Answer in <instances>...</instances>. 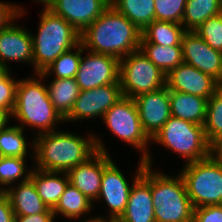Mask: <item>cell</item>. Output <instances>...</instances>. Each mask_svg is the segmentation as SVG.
<instances>
[{
    "label": "cell",
    "mask_w": 222,
    "mask_h": 222,
    "mask_svg": "<svg viewBox=\"0 0 222 222\" xmlns=\"http://www.w3.org/2000/svg\"><path fill=\"white\" fill-rule=\"evenodd\" d=\"M88 137L70 132L51 131L35 136L32 140L36 169L68 172L78 164L84 163L97 151L108 154L101 140L92 133ZM103 144V145H102Z\"/></svg>",
    "instance_id": "obj_1"
},
{
    "label": "cell",
    "mask_w": 222,
    "mask_h": 222,
    "mask_svg": "<svg viewBox=\"0 0 222 222\" xmlns=\"http://www.w3.org/2000/svg\"><path fill=\"white\" fill-rule=\"evenodd\" d=\"M40 80L30 77L18 80L16 86L15 106L11 117L20 121V127L25 125L37 127V135L55 131L54 128L64 119L55 110L54 105L49 99L47 87L41 80L46 79L37 74Z\"/></svg>",
    "instance_id": "obj_3"
},
{
    "label": "cell",
    "mask_w": 222,
    "mask_h": 222,
    "mask_svg": "<svg viewBox=\"0 0 222 222\" xmlns=\"http://www.w3.org/2000/svg\"><path fill=\"white\" fill-rule=\"evenodd\" d=\"M111 157L103 152V175L97 201L101 198L110 208L109 219L118 220L125 211L132 185L118 169Z\"/></svg>",
    "instance_id": "obj_13"
},
{
    "label": "cell",
    "mask_w": 222,
    "mask_h": 222,
    "mask_svg": "<svg viewBox=\"0 0 222 222\" xmlns=\"http://www.w3.org/2000/svg\"><path fill=\"white\" fill-rule=\"evenodd\" d=\"M14 21L0 29V64L8 68L6 62H30L33 65L32 36L28 29L17 26Z\"/></svg>",
    "instance_id": "obj_18"
},
{
    "label": "cell",
    "mask_w": 222,
    "mask_h": 222,
    "mask_svg": "<svg viewBox=\"0 0 222 222\" xmlns=\"http://www.w3.org/2000/svg\"><path fill=\"white\" fill-rule=\"evenodd\" d=\"M186 0H155V20L182 24Z\"/></svg>",
    "instance_id": "obj_34"
},
{
    "label": "cell",
    "mask_w": 222,
    "mask_h": 222,
    "mask_svg": "<svg viewBox=\"0 0 222 222\" xmlns=\"http://www.w3.org/2000/svg\"><path fill=\"white\" fill-rule=\"evenodd\" d=\"M55 217L53 210L49 208L45 213L15 216V222H54Z\"/></svg>",
    "instance_id": "obj_39"
},
{
    "label": "cell",
    "mask_w": 222,
    "mask_h": 222,
    "mask_svg": "<svg viewBox=\"0 0 222 222\" xmlns=\"http://www.w3.org/2000/svg\"><path fill=\"white\" fill-rule=\"evenodd\" d=\"M141 32L155 20V0H110Z\"/></svg>",
    "instance_id": "obj_25"
},
{
    "label": "cell",
    "mask_w": 222,
    "mask_h": 222,
    "mask_svg": "<svg viewBox=\"0 0 222 222\" xmlns=\"http://www.w3.org/2000/svg\"><path fill=\"white\" fill-rule=\"evenodd\" d=\"M220 13L221 0H186L182 25L186 31H194L208 18Z\"/></svg>",
    "instance_id": "obj_27"
},
{
    "label": "cell",
    "mask_w": 222,
    "mask_h": 222,
    "mask_svg": "<svg viewBox=\"0 0 222 222\" xmlns=\"http://www.w3.org/2000/svg\"><path fill=\"white\" fill-rule=\"evenodd\" d=\"M47 90L55 110L65 119L72 111L80 93L76 80L73 78L53 79L50 85H47Z\"/></svg>",
    "instance_id": "obj_23"
},
{
    "label": "cell",
    "mask_w": 222,
    "mask_h": 222,
    "mask_svg": "<svg viewBox=\"0 0 222 222\" xmlns=\"http://www.w3.org/2000/svg\"><path fill=\"white\" fill-rule=\"evenodd\" d=\"M72 50L73 49H70L62 53L48 68L39 74L42 77L48 78L49 74L53 73L55 77L54 79H75L81 57L85 49L80 42L76 47H74V50L77 51L74 53Z\"/></svg>",
    "instance_id": "obj_29"
},
{
    "label": "cell",
    "mask_w": 222,
    "mask_h": 222,
    "mask_svg": "<svg viewBox=\"0 0 222 222\" xmlns=\"http://www.w3.org/2000/svg\"><path fill=\"white\" fill-rule=\"evenodd\" d=\"M119 63L117 57L94 53L81 57L75 80L80 90H90L107 84L119 83Z\"/></svg>",
    "instance_id": "obj_11"
},
{
    "label": "cell",
    "mask_w": 222,
    "mask_h": 222,
    "mask_svg": "<svg viewBox=\"0 0 222 222\" xmlns=\"http://www.w3.org/2000/svg\"><path fill=\"white\" fill-rule=\"evenodd\" d=\"M24 130L19 126H7L0 130V156L25 158L28 154Z\"/></svg>",
    "instance_id": "obj_30"
},
{
    "label": "cell",
    "mask_w": 222,
    "mask_h": 222,
    "mask_svg": "<svg viewBox=\"0 0 222 222\" xmlns=\"http://www.w3.org/2000/svg\"><path fill=\"white\" fill-rule=\"evenodd\" d=\"M25 158L21 157H0V185H12V182L20 179L21 182L26 181L30 178L31 171L26 174L25 170L27 166L25 165ZM24 175V177H23ZM0 186V194L5 193L6 188Z\"/></svg>",
    "instance_id": "obj_32"
},
{
    "label": "cell",
    "mask_w": 222,
    "mask_h": 222,
    "mask_svg": "<svg viewBox=\"0 0 222 222\" xmlns=\"http://www.w3.org/2000/svg\"><path fill=\"white\" fill-rule=\"evenodd\" d=\"M193 222H222V205L194 208Z\"/></svg>",
    "instance_id": "obj_36"
},
{
    "label": "cell",
    "mask_w": 222,
    "mask_h": 222,
    "mask_svg": "<svg viewBox=\"0 0 222 222\" xmlns=\"http://www.w3.org/2000/svg\"><path fill=\"white\" fill-rule=\"evenodd\" d=\"M210 156L222 160V133L210 143Z\"/></svg>",
    "instance_id": "obj_40"
},
{
    "label": "cell",
    "mask_w": 222,
    "mask_h": 222,
    "mask_svg": "<svg viewBox=\"0 0 222 222\" xmlns=\"http://www.w3.org/2000/svg\"><path fill=\"white\" fill-rule=\"evenodd\" d=\"M166 86L169 91L209 99L220 84L211 76L183 62L166 75Z\"/></svg>",
    "instance_id": "obj_17"
},
{
    "label": "cell",
    "mask_w": 222,
    "mask_h": 222,
    "mask_svg": "<svg viewBox=\"0 0 222 222\" xmlns=\"http://www.w3.org/2000/svg\"><path fill=\"white\" fill-rule=\"evenodd\" d=\"M0 222H15V214L5 193L0 194Z\"/></svg>",
    "instance_id": "obj_38"
},
{
    "label": "cell",
    "mask_w": 222,
    "mask_h": 222,
    "mask_svg": "<svg viewBox=\"0 0 222 222\" xmlns=\"http://www.w3.org/2000/svg\"><path fill=\"white\" fill-rule=\"evenodd\" d=\"M102 120L119 139L139 149L146 165L151 166V155L146 148L151 139L144 132L136 102L133 98L122 97L103 116Z\"/></svg>",
    "instance_id": "obj_9"
},
{
    "label": "cell",
    "mask_w": 222,
    "mask_h": 222,
    "mask_svg": "<svg viewBox=\"0 0 222 222\" xmlns=\"http://www.w3.org/2000/svg\"><path fill=\"white\" fill-rule=\"evenodd\" d=\"M142 32L110 5L80 37L84 49L119 60L140 47Z\"/></svg>",
    "instance_id": "obj_2"
},
{
    "label": "cell",
    "mask_w": 222,
    "mask_h": 222,
    "mask_svg": "<svg viewBox=\"0 0 222 222\" xmlns=\"http://www.w3.org/2000/svg\"><path fill=\"white\" fill-rule=\"evenodd\" d=\"M139 118L144 132L152 139L171 117L169 90L164 86L135 98Z\"/></svg>",
    "instance_id": "obj_16"
},
{
    "label": "cell",
    "mask_w": 222,
    "mask_h": 222,
    "mask_svg": "<svg viewBox=\"0 0 222 222\" xmlns=\"http://www.w3.org/2000/svg\"><path fill=\"white\" fill-rule=\"evenodd\" d=\"M12 186L6 188L5 194L10 200L15 216L45 213L49 209L38 195L31 178Z\"/></svg>",
    "instance_id": "obj_20"
},
{
    "label": "cell",
    "mask_w": 222,
    "mask_h": 222,
    "mask_svg": "<svg viewBox=\"0 0 222 222\" xmlns=\"http://www.w3.org/2000/svg\"><path fill=\"white\" fill-rule=\"evenodd\" d=\"M9 72L10 69L0 78V108L12 114L18 81L14 80Z\"/></svg>",
    "instance_id": "obj_35"
},
{
    "label": "cell",
    "mask_w": 222,
    "mask_h": 222,
    "mask_svg": "<svg viewBox=\"0 0 222 222\" xmlns=\"http://www.w3.org/2000/svg\"><path fill=\"white\" fill-rule=\"evenodd\" d=\"M182 24L154 20L142 31L140 43L162 46H182V36L186 32Z\"/></svg>",
    "instance_id": "obj_24"
},
{
    "label": "cell",
    "mask_w": 222,
    "mask_h": 222,
    "mask_svg": "<svg viewBox=\"0 0 222 222\" xmlns=\"http://www.w3.org/2000/svg\"><path fill=\"white\" fill-rule=\"evenodd\" d=\"M24 10L20 6L12 3H3L0 1V29L6 28L19 16L24 15Z\"/></svg>",
    "instance_id": "obj_37"
},
{
    "label": "cell",
    "mask_w": 222,
    "mask_h": 222,
    "mask_svg": "<svg viewBox=\"0 0 222 222\" xmlns=\"http://www.w3.org/2000/svg\"><path fill=\"white\" fill-rule=\"evenodd\" d=\"M206 139L211 143L222 133V86L207 100L206 118L203 124Z\"/></svg>",
    "instance_id": "obj_31"
},
{
    "label": "cell",
    "mask_w": 222,
    "mask_h": 222,
    "mask_svg": "<svg viewBox=\"0 0 222 222\" xmlns=\"http://www.w3.org/2000/svg\"><path fill=\"white\" fill-rule=\"evenodd\" d=\"M194 32L212 49L222 52V13L208 18Z\"/></svg>",
    "instance_id": "obj_33"
},
{
    "label": "cell",
    "mask_w": 222,
    "mask_h": 222,
    "mask_svg": "<svg viewBox=\"0 0 222 222\" xmlns=\"http://www.w3.org/2000/svg\"><path fill=\"white\" fill-rule=\"evenodd\" d=\"M92 205V201L87 196L71 183H68L53 212L55 216L59 213L64 217L75 220V218L82 217L83 214L91 212Z\"/></svg>",
    "instance_id": "obj_28"
},
{
    "label": "cell",
    "mask_w": 222,
    "mask_h": 222,
    "mask_svg": "<svg viewBox=\"0 0 222 222\" xmlns=\"http://www.w3.org/2000/svg\"><path fill=\"white\" fill-rule=\"evenodd\" d=\"M180 175L194 208L222 205V160L209 156L185 164Z\"/></svg>",
    "instance_id": "obj_6"
},
{
    "label": "cell",
    "mask_w": 222,
    "mask_h": 222,
    "mask_svg": "<svg viewBox=\"0 0 222 222\" xmlns=\"http://www.w3.org/2000/svg\"><path fill=\"white\" fill-rule=\"evenodd\" d=\"M61 173L64 175L60 177ZM30 178L35 184L37 193L42 201L48 208L53 210L69 183L67 172L45 171L34 168Z\"/></svg>",
    "instance_id": "obj_21"
},
{
    "label": "cell",
    "mask_w": 222,
    "mask_h": 222,
    "mask_svg": "<svg viewBox=\"0 0 222 222\" xmlns=\"http://www.w3.org/2000/svg\"><path fill=\"white\" fill-rule=\"evenodd\" d=\"M139 49L165 75L183 63L182 46H162L152 43H140Z\"/></svg>",
    "instance_id": "obj_26"
},
{
    "label": "cell",
    "mask_w": 222,
    "mask_h": 222,
    "mask_svg": "<svg viewBox=\"0 0 222 222\" xmlns=\"http://www.w3.org/2000/svg\"><path fill=\"white\" fill-rule=\"evenodd\" d=\"M119 83L124 97L135 98L166 86V75L138 49L120 59Z\"/></svg>",
    "instance_id": "obj_8"
},
{
    "label": "cell",
    "mask_w": 222,
    "mask_h": 222,
    "mask_svg": "<svg viewBox=\"0 0 222 222\" xmlns=\"http://www.w3.org/2000/svg\"><path fill=\"white\" fill-rule=\"evenodd\" d=\"M183 62L222 83V52L212 49L196 32L182 36Z\"/></svg>",
    "instance_id": "obj_14"
},
{
    "label": "cell",
    "mask_w": 222,
    "mask_h": 222,
    "mask_svg": "<svg viewBox=\"0 0 222 222\" xmlns=\"http://www.w3.org/2000/svg\"><path fill=\"white\" fill-rule=\"evenodd\" d=\"M63 17L80 34L111 4L110 0H34Z\"/></svg>",
    "instance_id": "obj_15"
},
{
    "label": "cell",
    "mask_w": 222,
    "mask_h": 222,
    "mask_svg": "<svg viewBox=\"0 0 222 222\" xmlns=\"http://www.w3.org/2000/svg\"><path fill=\"white\" fill-rule=\"evenodd\" d=\"M10 116V117H9ZM11 114L2 108H0V130L7 127Z\"/></svg>",
    "instance_id": "obj_41"
},
{
    "label": "cell",
    "mask_w": 222,
    "mask_h": 222,
    "mask_svg": "<svg viewBox=\"0 0 222 222\" xmlns=\"http://www.w3.org/2000/svg\"><path fill=\"white\" fill-rule=\"evenodd\" d=\"M108 219V220H106ZM82 222H117V220H113V219H109V218H105L102 216H97L96 218L91 217V219H86L85 221L83 220Z\"/></svg>",
    "instance_id": "obj_42"
},
{
    "label": "cell",
    "mask_w": 222,
    "mask_h": 222,
    "mask_svg": "<svg viewBox=\"0 0 222 222\" xmlns=\"http://www.w3.org/2000/svg\"><path fill=\"white\" fill-rule=\"evenodd\" d=\"M151 194L156 222H193L194 207L180 174L171 177L151 166Z\"/></svg>",
    "instance_id": "obj_5"
},
{
    "label": "cell",
    "mask_w": 222,
    "mask_h": 222,
    "mask_svg": "<svg viewBox=\"0 0 222 222\" xmlns=\"http://www.w3.org/2000/svg\"><path fill=\"white\" fill-rule=\"evenodd\" d=\"M169 100L171 116L203 126L208 99L197 95L169 91Z\"/></svg>",
    "instance_id": "obj_22"
},
{
    "label": "cell",
    "mask_w": 222,
    "mask_h": 222,
    "mask_svg": "<svg viewBox=\"0 0 222 222\" xmlns=\"http://www.w3.org/2000/svg\"><path fill=\"white\" fill-rule=\"evenodd\" d=\"M9 70V68L0 64V78Z\"/></svg>",
    "instance_id": "obj_43"
},
{
    "label": "cell",
    "mask_w": 222,
    "mask_h": 222,
    "mask_svg": "<svg viewBox=\"0 0 222 222\" xmlns=\"http://www.w3.org/2000/svg\"><path fill=\"white\" fill-rule=\"evenodd\" d=\"M125 211L117 222H156L151 194V166L140 159Z\"/></svg>",
    "instance_id": "obj_10"
},
{
    "label": "cell",
    "mask_w": 222,
    "mask_h": 222,
    "mask_svg": "<svg viewBox=\"0 0 222 222\" xmlns=\"http://www.w3.org/2000/svg\"><path fill=\"white\" fill-rule=\"evenodd\" d=\"M185 158L186 164L210 156V143L202 125L171 116L151 139Z\"/></svg>",
    "instance_id": "obj_7"
},
{
    "label": "cell",
    "mask_w": 222,
    "mask_h": 222,
    "mask_svg": "<svg viewBox=\"0 0 222 222\" xmlns=\"http://www.w3.org/2000/svg\"><path fill=\"white\" fill-rule=\"evenodd\" d=\"M38 34L32 36L33 65L39 74L67 50L80 43L81 34L63 17L55 14L44 3Z\"/></svg>",
    "instance_id": "obj_4"
},
{
    "label": "cell",
    "mask_w": 222,
    "mask_h": 222,
    "mask_svg": "<svg viewBox=\"0 0 222 222\" xmlns=\"http://www.w3.org/2000/svg\"><path fill=\"white\" fill-rule=\"evenodd\" d=\"M123 97L120 84H107L90 90H80L70 114L65 121L100 117Z\"/></svg>",
    "instance_id": "obj_12"
},
{
    "label": "cell",
    "mask_w": 222,
    "mask_h": 222,
    "mask_svg": "<svg viewBox=\"0 0 222 222\" xmlns=\"http://www.w3.org/2000/svg\"><path fill=\"white\" fill-rule=\"evenodd\" d=\"M69 183L75 186L92 202L98 198L103 175V152L97 151L84 163L67 172Z\"/></svg>",
    "instance_id": "obj_19"
}]
</instances>
